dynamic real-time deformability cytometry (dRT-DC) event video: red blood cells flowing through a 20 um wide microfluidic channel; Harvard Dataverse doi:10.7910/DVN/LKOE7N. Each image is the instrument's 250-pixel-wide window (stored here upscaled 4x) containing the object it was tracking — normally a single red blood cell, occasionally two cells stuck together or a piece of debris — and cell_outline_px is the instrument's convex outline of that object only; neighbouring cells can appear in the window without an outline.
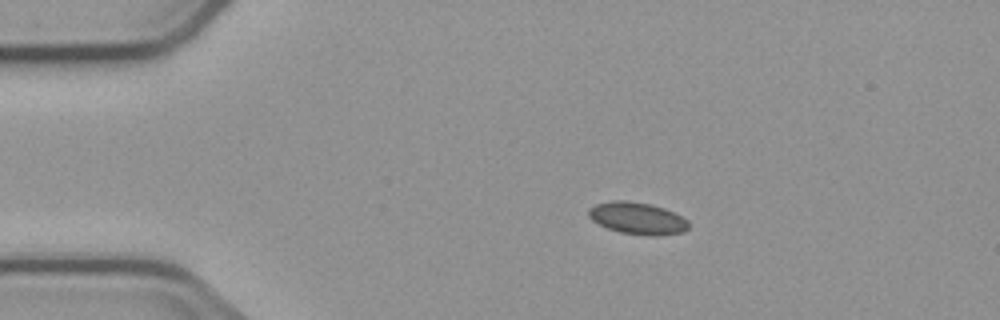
{"species": "common noctule bat (a hibernating species)", "species_latin": "Nyctalus noctula", "temperature_condition": "cold", "stored_images_in_passage": 3, "camera_frame_rate_fps": 3000, "um_per_image_px": 0.085, "animal": {"sex": "male", "body_mass_g": 23.1, "forearm_length_mm": 52.7}, "frame": {"image": 1, "passage_image": 2, "time_ms": 2.0, "image_size_px": [1000, 320], "cell_outline_px": [[688, 228], [684, 232], [656, 236], [648, 236], [620, 232], [608, 228], [592, 220], [588, 216], [588, 208], [596, 204], [612, 200], [628, 200], [652, 204], [664, 208], [688, 220]], "centroid_in_image_um": [54.17, 18.55], "position_along_channel_um": 30.8, "area_um2": 18.73}}